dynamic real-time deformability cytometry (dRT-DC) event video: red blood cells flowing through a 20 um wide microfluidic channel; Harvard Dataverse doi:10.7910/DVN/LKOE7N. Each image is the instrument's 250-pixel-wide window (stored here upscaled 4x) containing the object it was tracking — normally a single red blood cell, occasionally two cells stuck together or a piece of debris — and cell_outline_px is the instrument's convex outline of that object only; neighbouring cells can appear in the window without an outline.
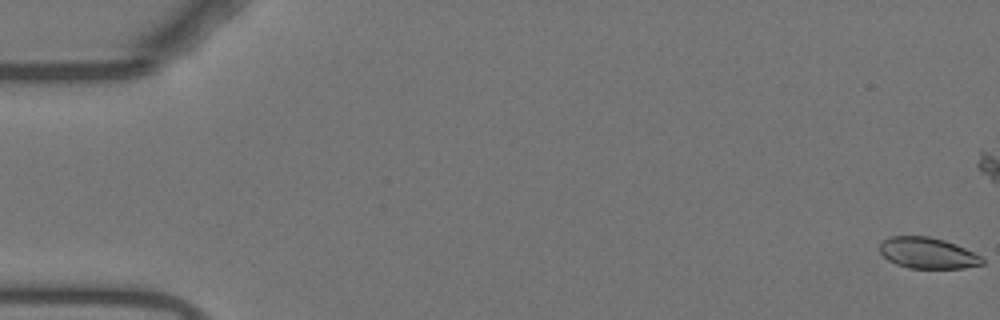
{"species": "Egyptian fruit bat (a non-hibernating species)", "species_latin": "Rousettus aegyptiacus", "temperature_condition": "warm", "stored_images_in_passage": 46, "camera_frame_rate_fps": 3000, "um_per_image_px": 0.085, "animal": {"sex": "female"}, "frame": {"image": 1, "passage_image": 1, "time_ms": 0.0, "image_size_px": [1000, 320], "cell_outline_px": [[984, 264], [964, 268], [908, 268], [896, 264], [888, 260], [880, 252], [880, 240], [888, 236], [928, 236], [944, 240], [956, 244], [984, 256]], "centroid_in_image_um": [78.86, 21.5], "position_along_channel_um": 6.1, "area_um2": 18.84}, "authors_computed_cell_mechanics": {"area_um2": 20.2878, "velocity_mm_per_s": 3.7286, "shape_relaxation_time_tau1_ms": 9.6254, "shape_relaxation_time_tau2_ms": 1.033, "deformation_change_tau1": 0.2431, "deformation_change_tau2": 0.0508}}